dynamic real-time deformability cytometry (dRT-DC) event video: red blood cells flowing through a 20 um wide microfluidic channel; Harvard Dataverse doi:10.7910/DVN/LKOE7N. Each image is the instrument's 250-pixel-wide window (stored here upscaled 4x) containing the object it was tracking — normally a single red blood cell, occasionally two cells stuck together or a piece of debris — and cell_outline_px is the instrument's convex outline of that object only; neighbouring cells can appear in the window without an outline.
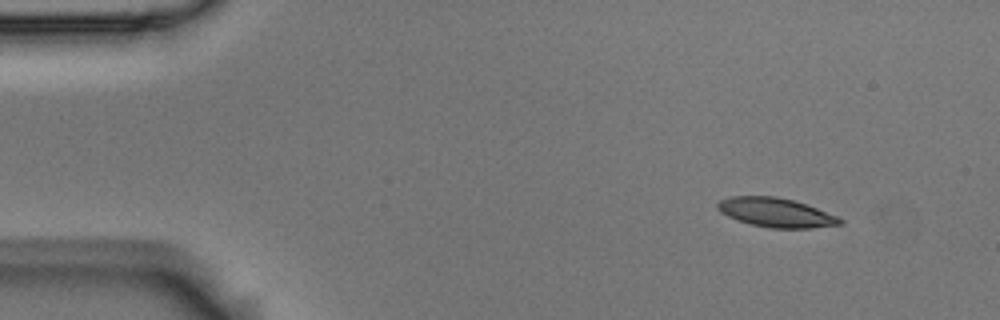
{"species": "Egyptian fruit bat (a non-hibernating species)", "species_latin": "Rousettus aegyptiacus", "temperature_condition": "room temperature", "stored_images_in_passage": 5, "camera_frame_rate_fps": 3000, "um_per_image_px": 0.085, "animal": {"sex": "male"}, "frame": {"image": 1, "passage_image": 1, "time_ms": 0.0, "image_size_px": [1000, 320], "cell_outline_px": [[844, 224], [812, 228], [768, 228], [736, 220], [720, 212], [716, 208], [716, 204], [720, 200], [732, 196], [776, 196], [792, 200], [816, 208], [836, 216], [844, 220]], "centroid_in_image_um": [65.93, 18.07], "position_along_channel_um": 19.1, "area_um2": 20.75}}
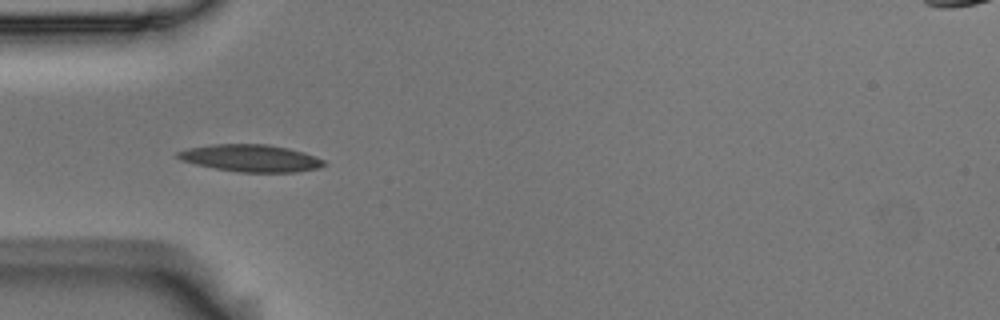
{"frame": {"image": 2, "passage_image": 4, "time_ms": 1.0, "image_size_px": [1000, 320], "cell_outline_px": [[328, 164], [320, 168], [296, 172], [240, 172], [216, 168], [196, 164], [180, 160], [176, 156], [176, 152], [188, 148], [212, 144], [268, 144], [288, 148], [304, 152], [324, 160]], "centroid_in_image_um": [21.34, 13.44], "position_along_channel_um": 63.7, "area_um2": 23.18}}
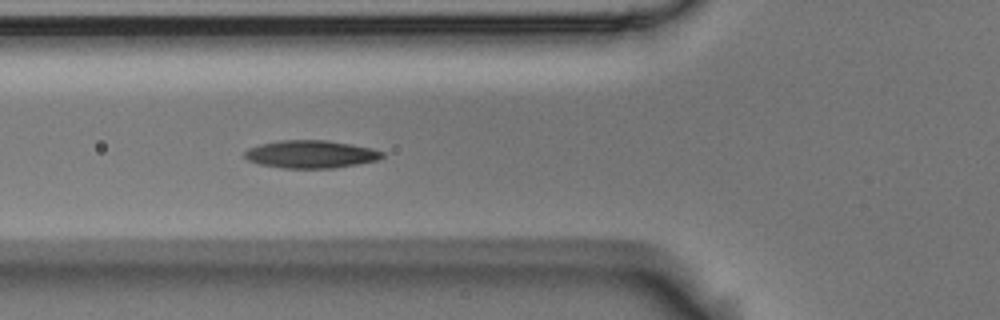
{"frame": {"image": 3, "passage_image": 5, "time_ms": 1.333, "image_size_px": [1000, 320], "cell_outline_px": [[384, 156], [380, 160], [332, 168], [280, 168], [260, 164], [248, 160], [244, 156], [244, 152], [248, 148], [260, 144], [280, 140], [328, 140], [352, 144], [372, 148], [384, 152]], "centroid_in_image_um": [26.43, 13.1], "position_along_channel_um": 99.4, "area_um2": 22.37}}